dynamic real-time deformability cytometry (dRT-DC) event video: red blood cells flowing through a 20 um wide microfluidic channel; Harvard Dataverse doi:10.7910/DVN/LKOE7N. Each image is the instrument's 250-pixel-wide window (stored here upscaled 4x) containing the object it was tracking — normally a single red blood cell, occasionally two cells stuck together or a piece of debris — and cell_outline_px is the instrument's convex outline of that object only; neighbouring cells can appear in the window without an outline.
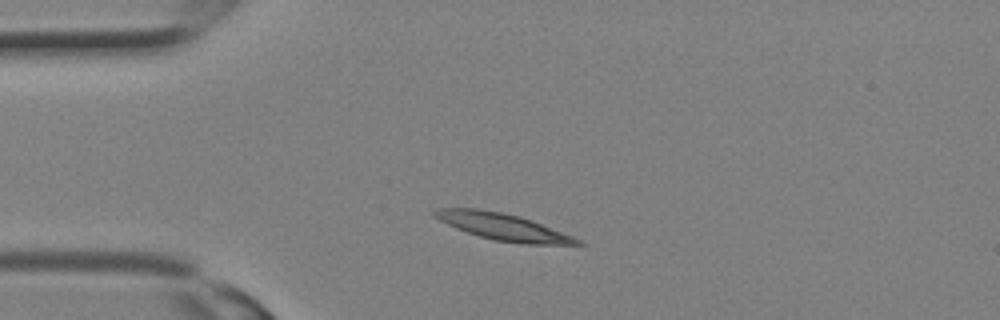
{"species": "Egyptian fruit bat (a non-hibernating species)", "species_latin": "Rousettus aegyptiacus", "temperature_condition": "room temperature", "stored_images_in_passage": 1, "camera_frame_rate_fps": 3000, "um_per_image_px": 0.085, "animal": {"sex": "female"}, "frame": {"image": 1, "passage_image": 1, "time_ms": 0.0, "image_size_px": [1000, 320], "cell_outline_px": [[584, 244], [524, 244], [492, 240], [456, 228], [432, 216], [432, 212], [440, 208], [476, 208], [500, 212], [532, 220], [572, 236], [580, 240]], "centroid_in_image_um": [42.72, 19.27], "position_along_channel_um": 42.3, "area_um2": 21.85}}